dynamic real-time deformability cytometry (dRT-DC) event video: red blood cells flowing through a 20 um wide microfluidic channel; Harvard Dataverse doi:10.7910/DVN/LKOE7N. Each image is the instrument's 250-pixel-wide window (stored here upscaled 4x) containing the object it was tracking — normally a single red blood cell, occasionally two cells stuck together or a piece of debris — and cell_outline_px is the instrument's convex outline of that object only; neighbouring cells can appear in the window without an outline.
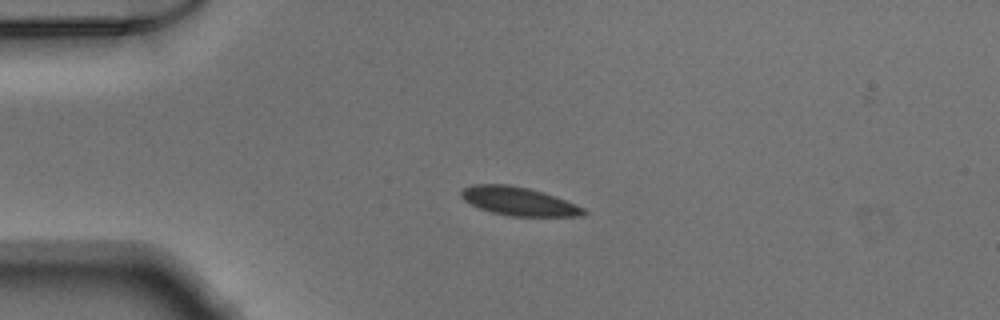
{"species": "Egyptian fruit bat (a non-hibernating species)", "species_latin": "Rousettus aegyptiacus", "temperature_condition": "warm", "stored_images_in_passage": 51, "camera_frame_rate_fps": 3000, "um_per_image_px": 0.085, "animal": {"sex": "male"}, "frame": {"image": 1, "passage_image": 12, "time_ms": 3.667, "image_size_px": [1000, 320], "cell_outline_px": [[588, 212], [584, 216], [512, 216], [492, 212], [480, 208], [464, 200], [460, 196], [460, 192], [464, 188], [472, 184], [508, 184], [528, 188], [544, 192], [556, 196], [584, 208]], "centroid_in_image_um": [44.1, 17.1], "position_along_channel_um": 40.9, "area_um2": 20.29}}
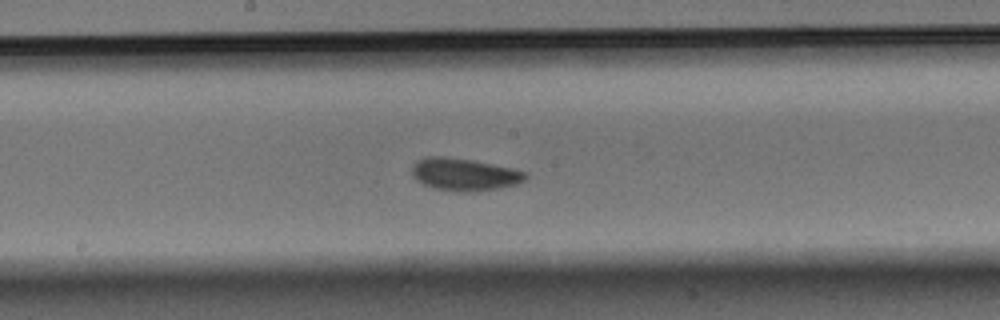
{"frame": {"image": 2, "passage_image": 27, "time_ms": 8.667, "image_size_px": [1000, 320], "cell_outline_px": [[528, 176], [524, 180], [516, 184], [500, 188], [476, 192], [460, 192], [432, 188], [416, 180], [412, 176], [412, 164], [416, 160], [424, 156], [444, 156], [472, 160], [512, 168], [528, 172]], "centroid_in_image_um": [39.44, 14.82], "position_along_channel_um": 208.8, "area_um2": 21.79}}
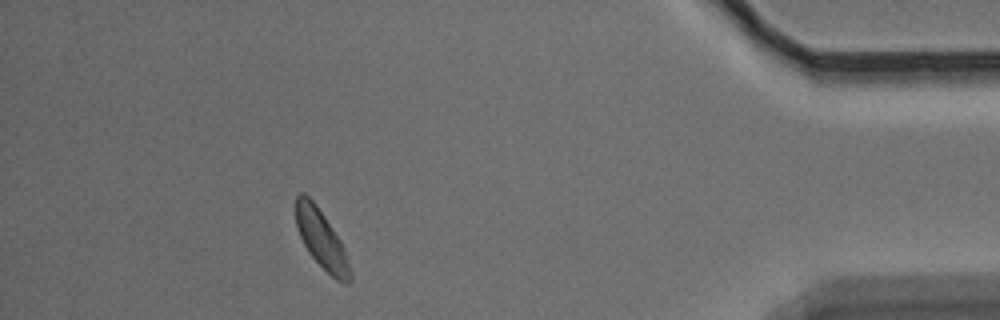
{"frame": {"image": 3, "passage_image": 46, "time_ms": 15.0, "image_size_px": [1000, 320], "cell_outline_px": [[352, 280], [348, 284], [344, 284], [336, 280], [308, 252], [300, 236], [296, 224], [296, 196], [300, 192], [304, 192], [316, 204], [340, 240], [344, 248], [352, 272]], "centroid_in_image_um": [27.34, 20.36], "position_along_channel_um": 407.9, "area_um2": 18.32}}